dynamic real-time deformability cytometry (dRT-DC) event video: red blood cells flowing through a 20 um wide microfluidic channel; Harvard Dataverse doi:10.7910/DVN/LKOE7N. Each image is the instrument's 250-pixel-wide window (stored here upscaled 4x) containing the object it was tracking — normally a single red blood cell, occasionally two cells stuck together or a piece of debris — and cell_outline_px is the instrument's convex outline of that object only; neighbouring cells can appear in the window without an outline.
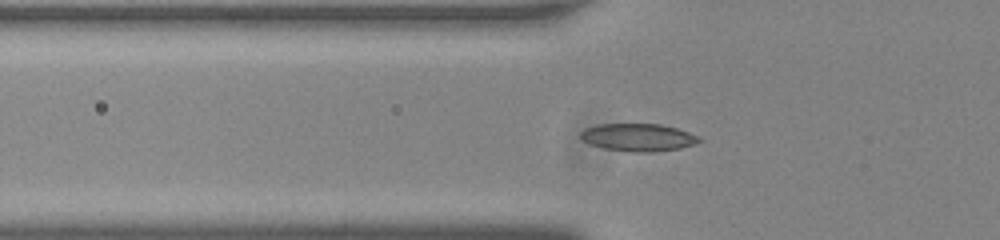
{"species": "common noctule bat (a hibernating species)", "species_latin": "Nyctalus noctula", "temperature_condition": "room temperature", "stored_images_in_passage": 37, "camera_frame_rate_fps": 3000, "um_per_image_px": 0.085, "animal": {"sex": "male", "body_mass_g": 20.0, "forearm_length_mm": 53.3}, "frame": {"image": 1, "passage_image": 4, "time_ms": 1.0, "image_size_px": [1000, 240], "cell_outline_px": [[704, 140], [696, 144], [680, 148], [652, 152], [636, 152], [604, 148], [588, 144], [580, 136], [580, 132], [584, 128], [596, 124], [660, 124], [676, 128], [700, 136]], "centroid_in_image_um": [54.26, 11.67], "position_along_channel_um": 71.5, "area_um2": 19.19}}
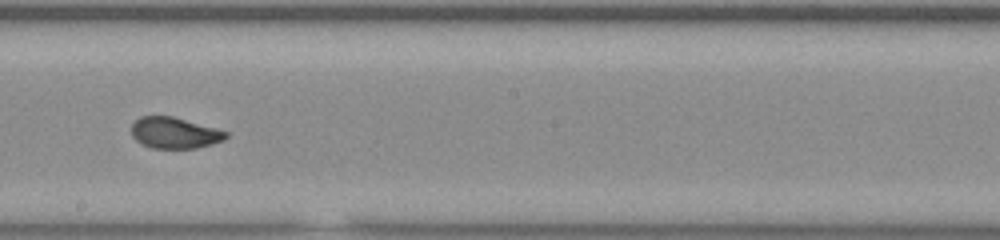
{"frame": {"image": 2, "passage_image": 17, "time_ms": 5.333, "image_size_px": [1000, 240], "cell_outline_px": [[228, 136], [224, 140], [212, 144], [196, 148], [152, 148], [136, 140], [132, 136], [132, 124], [140, 116], [172, 116], [216, 128], [228, 132]], "centroid_in_image_um": [14.85, 11.29], "position_along_channel_um": 233.3, "area_um2": 17.05}}
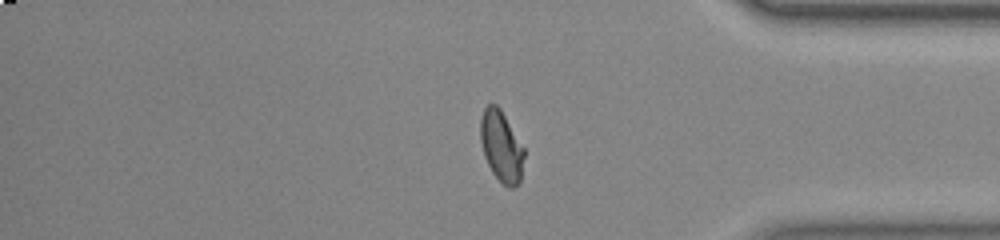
{"frame": {"image": 3, "passage_image": 31, "time_ms": 10.0, "image_size_px": [1000, 240], "cell_outline_px": [[524, 156], [520, 180], [512, 188], [508, 188], [492, 172], [484, 156], [480, 140], [480, 116], [484, 108], [488, 104], [496, 104], [500, 108], [524, 148]], "centroid_in_image_um": [42.59, 12.41], "position_along_channel_um": 392.6, "area_um2": 17.92}}